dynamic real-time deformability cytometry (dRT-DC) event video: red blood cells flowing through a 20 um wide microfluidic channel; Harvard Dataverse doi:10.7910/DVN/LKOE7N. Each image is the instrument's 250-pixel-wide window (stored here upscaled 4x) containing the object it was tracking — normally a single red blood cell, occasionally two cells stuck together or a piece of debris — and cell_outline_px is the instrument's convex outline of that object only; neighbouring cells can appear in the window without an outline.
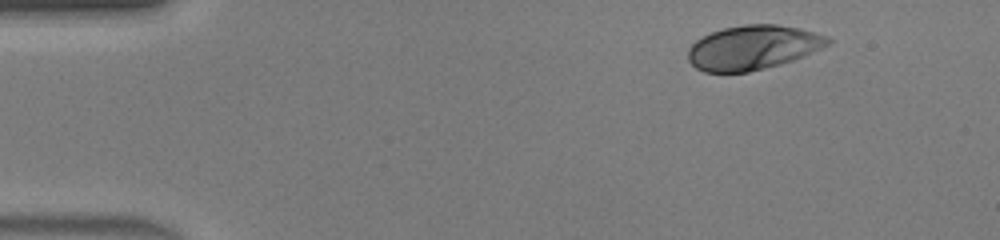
{"species": "human", "species_latin": "Homo sapiens", "temperature_condition": "warm", "stored_images_in_passage": 7, "camera_frame_rate_fps": 3000, "um_per_image_px": 0.085, "donor": {"sex": "male"}, "frame": {"image": 1, "passage_image": 1, "time_ms": 0.0, "image_size_px": [1000, 240], "cell_outline_px": [[832, 40], [828, 44], [820, 48], [792, 60], [780, 64], [748, 72], [704, 72], [696, 68], [688, 60], [688, 48], [696, 40], [712, 32], [724, 28], [744, 24], [776, 24], [800, 28], [828, 36]], "centroid_in_image_um": [63.97, 4.03], "position_along_channel_um": 21.0, "area_um2": 35.84}}